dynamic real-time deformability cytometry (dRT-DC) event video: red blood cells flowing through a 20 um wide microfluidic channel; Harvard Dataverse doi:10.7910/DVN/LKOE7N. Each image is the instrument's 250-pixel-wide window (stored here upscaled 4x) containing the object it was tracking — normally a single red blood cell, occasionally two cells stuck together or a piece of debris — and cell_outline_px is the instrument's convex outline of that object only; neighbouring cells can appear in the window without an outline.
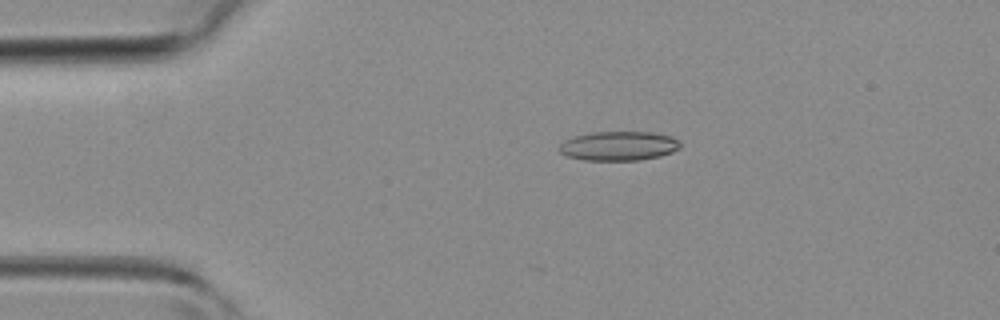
{"species": "common noctule bat (a hibernating species)", "species_latin": "Nyctalus noctula", "temperature_condition": "room temperature", "stored_images_in_passage": 44, "camera_frame_rate_fps": 3000, "um_per_image_px": 0.085, "animal": {"sex": "female", "body_mass_g": 19.3, "forearm_length_mm": 54.1}, "frame": {"image": 1, "passage_image": 9, "time_ms": 2.667, "image_size_px": [1000, 320], "cell_outline_px": [[680, 148], [672, 152], [660, 156], [640, 160], [584, 160], [568, 156], [560, 152], [556, 148], [564, 140], [572, 136], [592, 132], [652, 132], [672, 136], [680, 144]], "centroid_in_image_um": [52.55, 12.4], "position_along_channel_um": 32.4, "area_um2": 20.75}}
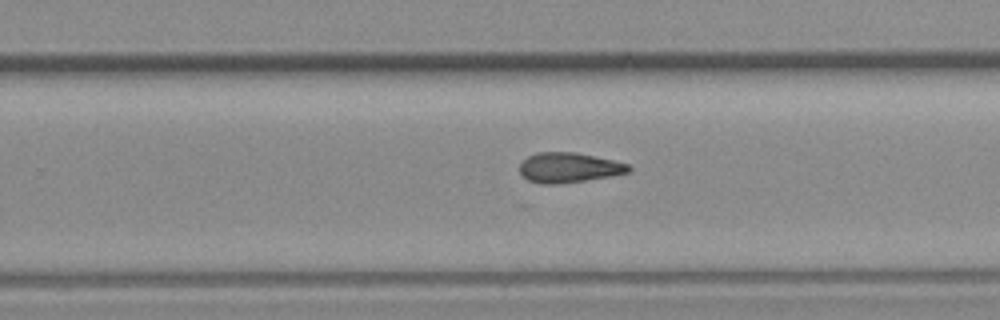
{"frame": {"image": 2, "passage_image": 28, "time_ms": 9.0, "image_size_px": [1000, 320], "cell_outline_px": [[632, 168], [628, 172], [612, 176], [556, 184], [540, 184], [528, 180], [520, 172], [520, 164], [528, 156], [536, 152], [576, 152], [612, 160], [628, 164]], "centroid_in_image_um": [48.34, 14.24], "position_along_channel_um": 281.5, "area_um2": 18.9}}
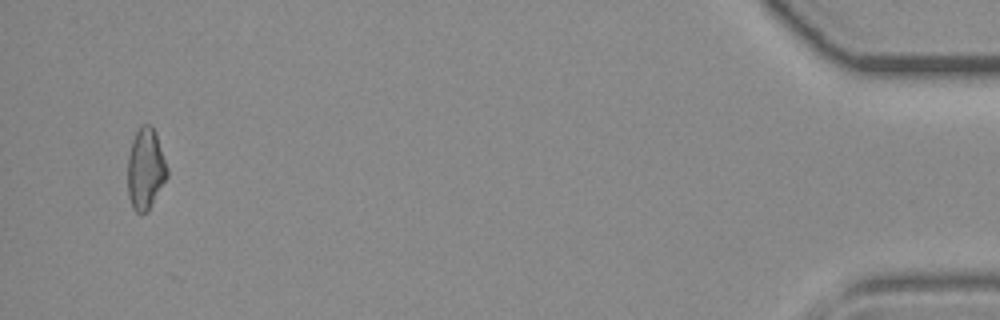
{"frame": {"image": 3, "passage_image": 43, "time_ms": 14.0, "image_size_px": [1000, 320], "cell_outline_px": [[168, 176], [148, 208], [144, 212], [136, 212], [132, 208], [128, 196], [128, 156], [132, 140], [140, 124], [152, 124], [156, 132], [168, 168]], "centroid_in_image_um": [12.37, 14.29], "position_along_channel_um": 422.8, "area_um2": 18.61}}